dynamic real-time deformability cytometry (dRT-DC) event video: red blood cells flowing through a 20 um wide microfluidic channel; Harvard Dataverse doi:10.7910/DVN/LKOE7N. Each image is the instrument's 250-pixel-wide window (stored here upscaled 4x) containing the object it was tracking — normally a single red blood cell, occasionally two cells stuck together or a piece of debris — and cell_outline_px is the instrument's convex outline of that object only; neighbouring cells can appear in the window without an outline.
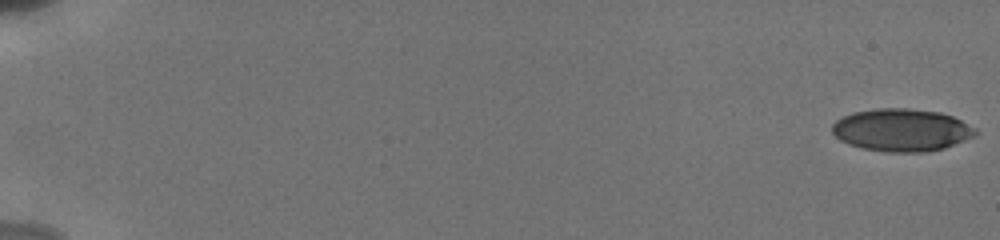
{"species": "human", "species_latin": "Homo sapiens", "temperature_condition": "cold", "stored_images_in_passage": 38, "camera_frame_rate_fps": 3000, "um_per_image_px": 0.085, "donor": {"sex": "male"}, "frame": {"image": 1, "passage_image": 1, "time_ms": 0.0, "image_size_px": [1000, 240], "cell_outline_px": [[980, 132], [976, 136], [944, 148], [924, 152], [888, 152], [864, 148], [848, 144], [840, 140], [832, 132], [832, 124], [836, 120], [852, 112], [876, 108], [908, 108], [940, 112], [952, 116], [976, 128]], "centroid_in_image_um": [76.65, 11.04], "position_along_channel_um": 8.3, "area_um2": 35.66}}
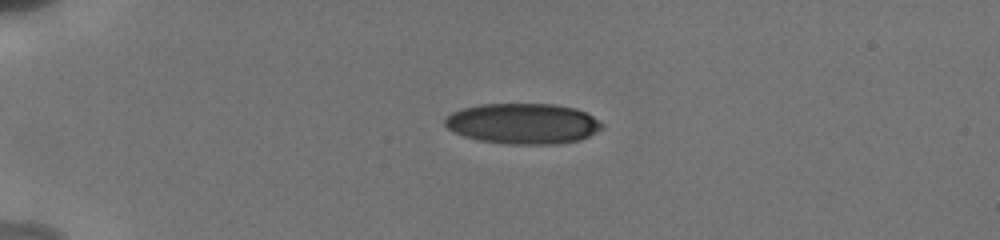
{"frame": {"image": 2, "passage_image": 25, "time_ms": 4.667, "image_size_px": [1000, 240], "cell_outline_px": [[604, 128], [580, 140], [560, 144], [508, 144], [480, 140], [464, 136], [452, 132], [444, 124], [444, 120], [452, 112], [460, 108], [480, 104], [556, 104], [576, 108], [592, 116], [604, 124]], "centroid_in_image_um": [44.46, 10.5], "position_along_channel_um": 40.5, "area_um2": 37.4}}